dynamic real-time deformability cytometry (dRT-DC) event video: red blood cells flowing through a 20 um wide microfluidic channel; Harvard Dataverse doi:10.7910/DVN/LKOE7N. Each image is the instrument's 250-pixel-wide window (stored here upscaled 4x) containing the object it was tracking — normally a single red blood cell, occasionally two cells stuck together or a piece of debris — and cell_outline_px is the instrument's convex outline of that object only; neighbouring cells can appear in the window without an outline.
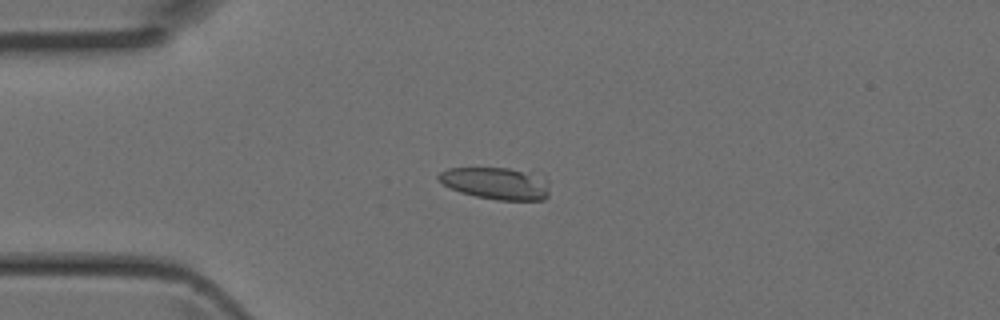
{"species": "Egyptian fruit bat (a non-hibernating species)", "species_latin": "Rousettus aegyptiacus", "temperature_condition": "room temperature", "stored_images_in_passage": 5, "camera_frame_rate_fps": 3000, "um_per_image_px": 0.085, "animal": {"sex": "female"}, "frame": {"image": 1, "passage_image": 4, "time_ms": 1.0, "image_size_px": [1000, 320], "cell_outline_px": [[548, 196], [544, 200], [496, 200], [476, 196], [460, 192], [444, 184], [436, 176], [440, 172], [448, 168], [508, 168], [548, 180]], "centroid_in_image_um": [42.13, 15.6], "position_along_channel_um": 42.9, "area_um2": 20.29}}